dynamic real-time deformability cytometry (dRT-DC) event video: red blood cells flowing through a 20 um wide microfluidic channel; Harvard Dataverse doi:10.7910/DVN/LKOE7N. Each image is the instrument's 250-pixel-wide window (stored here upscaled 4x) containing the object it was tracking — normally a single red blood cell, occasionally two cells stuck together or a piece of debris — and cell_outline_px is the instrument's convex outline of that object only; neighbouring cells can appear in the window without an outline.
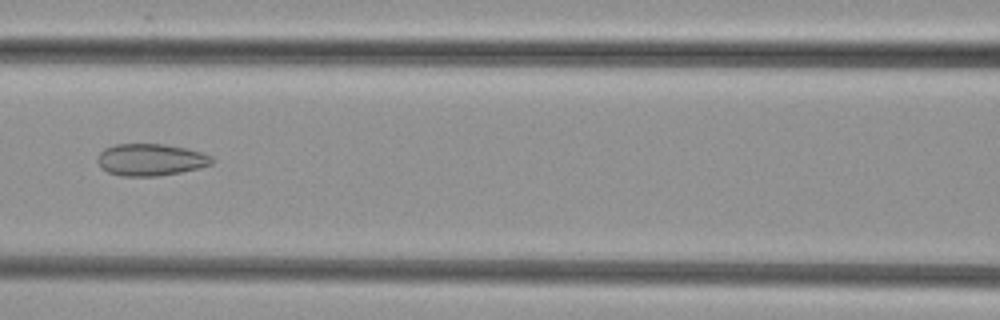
{"species": "common noctule bat (a hibernating species)", "species_latin": "Nyctalus noctula", "temperature_condition": "cold", "stored_images_in_passage": 43, "camera_frame_rate_fps": 3000, "um_per_image_px": 0.085, "animal": {"sex": "female", "body_mass_g": 29.2, "forearm_length_mm": 56.3}, "frame": {"image": 1, "passage_image": 17, "time_ms": 5.333, "image_size_px": [1000, 320], "cell_outline_px": [[216, 160], [212, 164], [200, 168], [160, 176], [120, 176], [108, 172], [100, 168], [96, 160], [96, 156], [104, 148], [116, 144], [164, 144], [188, 148], [212, 156]], "centroid_in_image_um": [12.8, 13.58], "position_along_channel_um": 153.8, "area_um2": 21.68}}
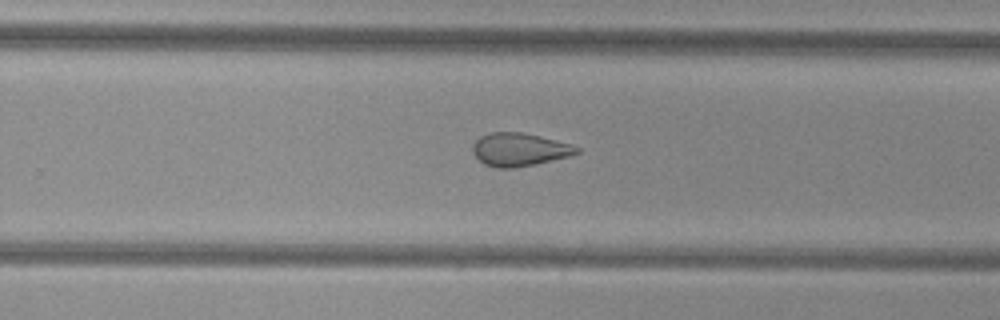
{"frame": {"image": 2, "passage_image": 27, "time_ms": 8.667, "image_size_px": [1000, 320], "cell_outline_px": [[580, 152], [572, 156], [536, 164], [512, 168], [496, 168], [484, 164], [472, 152], [472, 144], [480, 136], [488, 132], [524, 132], [572, 144], [580, 148]], "centroid_in_image_um": [44.16, 12.71], "position_along_channel_um": 285.6, "area_um2": 20.35}}
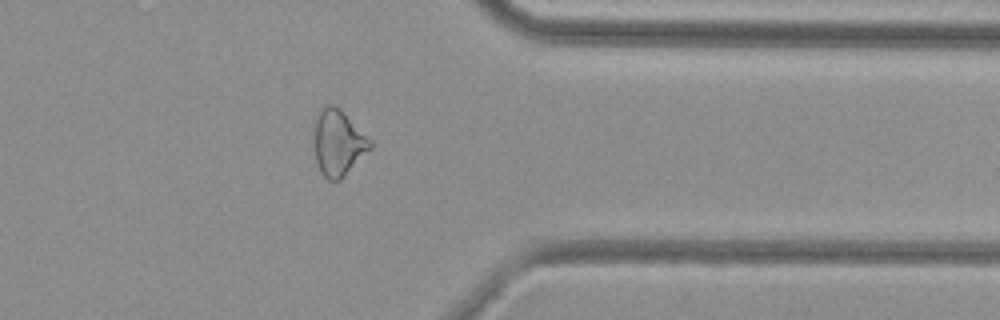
{"frame": {"image": 3, "passage_image": 35, "time_ms": 11.333, "image_size_px": [1000, 320], "cell_outline_px": [[372, 148], [340, 180], [328, 180], [320, 172], [316, 160], [312, 140], [312, 124], [320, 108], [328, 104], [332, 104], [340, 108], [372, 140]], "centroid_in_image_um": [28.7, 12.1], "position_along_channel_um": 382.7, "area_um2": 22.2}}